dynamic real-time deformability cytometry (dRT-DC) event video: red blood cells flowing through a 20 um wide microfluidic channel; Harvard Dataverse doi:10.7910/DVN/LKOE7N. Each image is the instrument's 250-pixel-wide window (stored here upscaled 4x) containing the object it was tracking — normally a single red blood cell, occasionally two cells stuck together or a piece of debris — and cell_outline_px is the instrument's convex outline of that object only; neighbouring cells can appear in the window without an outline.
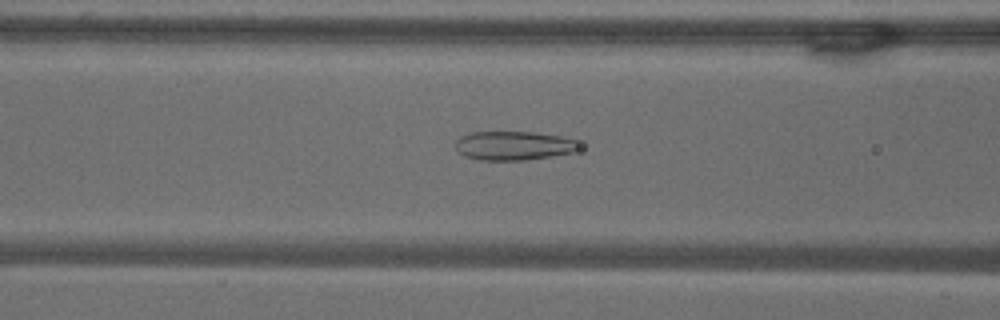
{"species": "common noctule bat (a hibernating species)", "species_latin": "Nyctalus noctula", "temperature_condition": "warm", "stored_images_in_passage": 24, "camera_frame_rate_fps": 3000, "um_per_image_px": 0.085, "animal": {"sex": "male", "body_mass_g": 18.8}, "frame": {"image": 1, "passage_image": 19, "time_ms": 6.0, "image_size_px": [1000, 320], "cell_outline_px": [[580, 148], [572, 152], [552, 156], [524, 160], [480, 160], [464, 156], [456, 148], [456, 140], [460, 136], [472, 132], [536, 132], [560, 136], [576, 140]], "centroid_in_image_um": [43.65, 12.38], "position_along_channel_um": 122.9, "area_um2": 20.81}}
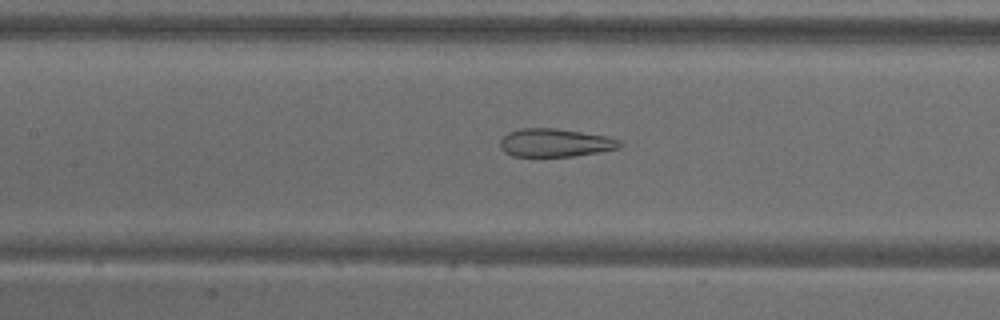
{"frame": {"image": 2, "passage_image": 22, "time_ms": 7.0, "image_size_px": [1000, 320], "cell_outline_px": [[624, 144], [620, 148], [600, 152], [572, 156], [512, 156], [504, 152], [500, 148], [500, 140], [508, 132], [520, 128], [552, 128], [608, 136], [620, 140]], "centroid_in_image_um": [47.2, 12.13], "position_along_channel_um": 160.2, "area_um2": 19.71}}